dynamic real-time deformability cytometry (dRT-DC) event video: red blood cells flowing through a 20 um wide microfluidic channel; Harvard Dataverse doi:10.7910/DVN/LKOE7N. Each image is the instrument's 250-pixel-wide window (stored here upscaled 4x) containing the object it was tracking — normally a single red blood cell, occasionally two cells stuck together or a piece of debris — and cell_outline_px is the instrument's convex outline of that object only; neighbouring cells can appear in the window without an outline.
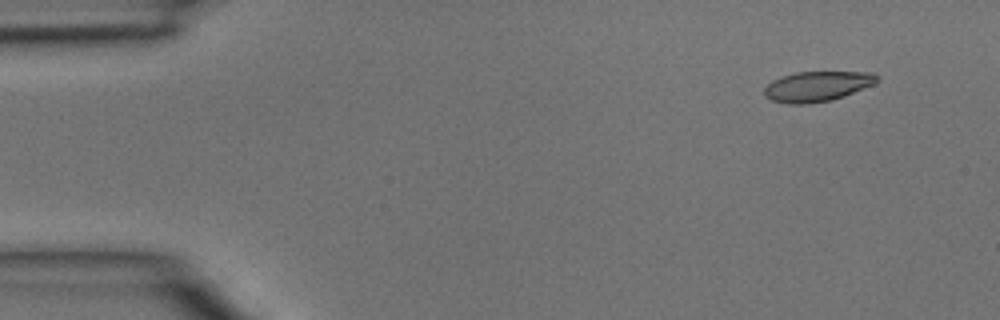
{"species": "common noctule bat (a hibernating species)", "species_latin": "Nyctalus noctula", "temperature_condition": "room temperature", "stored_images_in_passage": 4, "camera_frame_rate_fps": 3000, "um_per_image_px": 0.085, "animal": {"sex": "male", "body_mass_g": 15.6}, "frame": {"image": 1, "passage_image": 1, "time_ms": 0.0, "image_size_px": [1000, 320], "cell_outline_px": [[880, 80], [872, 84], [844, 96], [832, 100], [808, 104], [788, 104], [772, 100], [764, 96], [764, 88], [772, 80], [780, 76], [796, 72], [872, 72]], "centroid_in_image_um": [69.41, 7.34], "position_along_channel_um": 15.6, "area_um2": 19.77}}
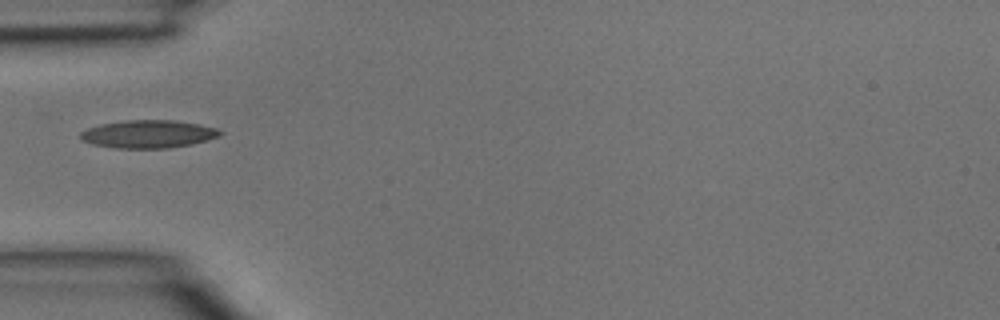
{"frame": {"image": 2, "passage_image": 4, "time_ms": 1.0, "image_size_px": [1000, 320], "cell_outline_px": [[224, 132], [220, 136], [208, 140], [192, 144], [168, 148], [116, 148], [92, 144], [80, 140], [80, 132], [88, 128], [100, 124], [128, 120], [172, 120], [200, 124], [216, 128]], "centroid_in_image_um": [12.61, 11.39], "position_along_channel_um": 72.4, "area_um2": 22.77}}